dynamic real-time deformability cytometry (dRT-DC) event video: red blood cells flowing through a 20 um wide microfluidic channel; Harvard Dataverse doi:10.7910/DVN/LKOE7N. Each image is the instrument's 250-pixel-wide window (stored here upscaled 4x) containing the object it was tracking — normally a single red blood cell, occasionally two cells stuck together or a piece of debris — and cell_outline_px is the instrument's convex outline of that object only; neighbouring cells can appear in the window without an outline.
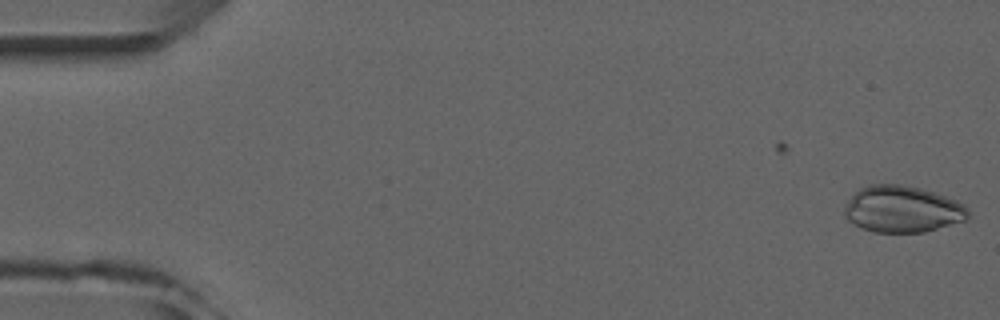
{"species": "common noctule bat (a hibernating species)", "species_latin": "Nyctalus noctula", "temperature_condition": "room temperature", "stored_images_in_passage": 2, "camera_frame_rate_fps": 3000, "um_per_image_px": 0.085, "animal": {"sex": "male", "forearm_length_mm": 52.5}, "frame": {"image": 1, "passage_image": 2, "time_ms": 1.333, "image_size_px": [1000, 320], "cell_outline_px": [[968, 220], [924, 232], [872, 232], [860, 228], [848, 220], [844, 216], [844, 208], [848, 200], [860, 188], [868, 184], [904, 184], [920, 188], [956, 200], [964, 204], [968, 208]], "centroid_in_image_um": [76.69, 17.78], "position_along_channel_um": 8.3, "area_um2": 33.76}}